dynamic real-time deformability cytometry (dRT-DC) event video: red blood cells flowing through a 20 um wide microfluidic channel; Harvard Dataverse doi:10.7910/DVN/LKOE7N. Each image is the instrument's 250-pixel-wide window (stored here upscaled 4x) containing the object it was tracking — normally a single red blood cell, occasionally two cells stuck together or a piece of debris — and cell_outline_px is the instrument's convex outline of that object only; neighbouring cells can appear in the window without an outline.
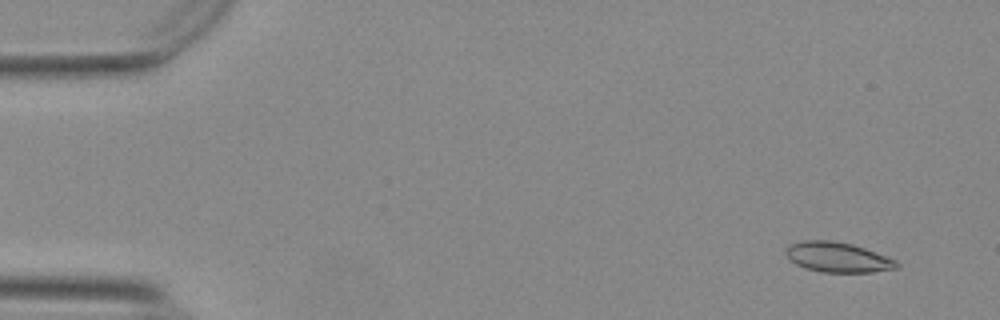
{"species": "Egyptian fruit bat (a non-hibernating species)", "species_latin": "Rousettus aegyptiacus", "temperature_condition": "warm", "stored_images_in_passage": 22, "camera_frame_rate_fps": 3000, "um_per_image_px": 0.085, "animal": {"sex": "female"}, "frame": {"image": 1, "passage_image": 3, "time_ms": 0.667, "image_size_px": [1000, 320], "cell_outline_px": [[900, 268], [872, 272], [820, 272], [804, 268], [796, 264], [784, 252], [784, 248], [788, 244], [800, 240], [832, 240], [852, 244], [864, 248], [896, 260], [900, 264]], "centroid_in_image_um": [71.18, 21.86], "position_along_channel_um": 13.8, "area_um2": 19.59}}
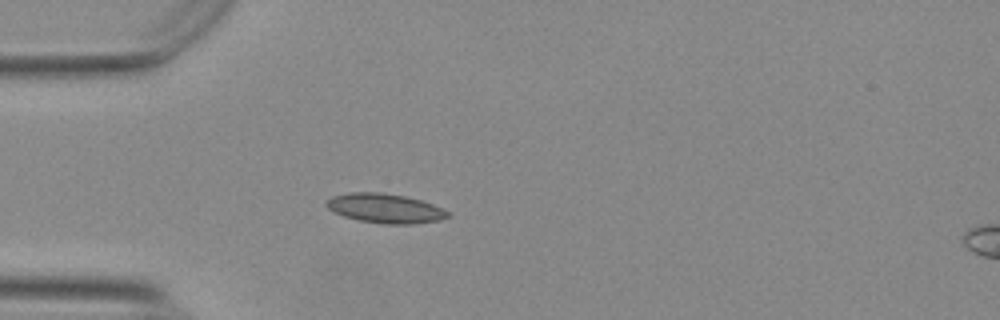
{"frame": {"image": 2, "passage_image": 15, "time_ms": 4.667, "image_size_px": [1000, 320], "cell_outline_px": [[452, 216], [440, 220], [412, 224], [384, 224], [360, 220], [344, 216], [328, 208], [324, 204], [324, 200], [332, 196], [352, 192], [380, 192], [404, 196], [420, 200], [432, 204], [448, 212]], "centroid_in_image_um": [32.71, 17.7], "position_along_channel_um": 52.3, "area_um2": 20.69}}
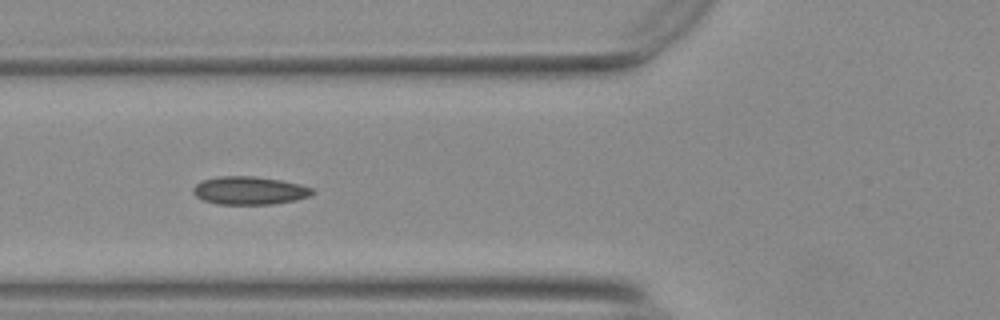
{"frame": {"image": 3, "passage_image": 20, "time_ms": 6.333, "image_size_px": [1000, 320], "cell_outline_px": [[316, 192], [308, 196], [296, 200], [272, 204], [216, 204], [204, 200], [196, 196], [192, 192], [192, 188], [200, 180], [220, 176], [252, 176], [280, 180], [300, 184], [312, 188]], "centroid_in_image_um": [21.18, 16.19], "position_along_channel_um": 104.6, "area_um2": 19.54}}